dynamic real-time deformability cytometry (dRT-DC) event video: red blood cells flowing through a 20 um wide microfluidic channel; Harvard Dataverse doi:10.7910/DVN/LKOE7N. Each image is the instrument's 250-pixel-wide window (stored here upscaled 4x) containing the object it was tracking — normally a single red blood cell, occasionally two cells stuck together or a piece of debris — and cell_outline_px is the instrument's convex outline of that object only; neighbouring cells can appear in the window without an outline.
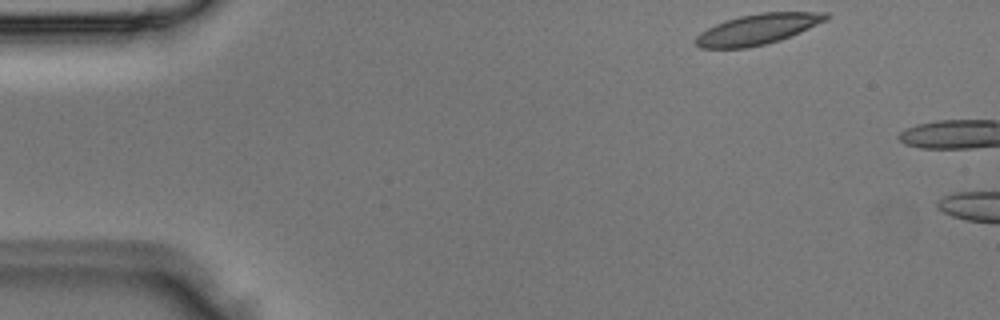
{"species": "Egyptian fruit bat (a non-hibernating species)", "species_latin": "Rousettus aegyptiacus", "temperature_condition": "room temperature", "stored_images_in_passage": 2, "camera_frame_rate_fps": 3000, "um_per_image_px": 0.085, "animal": {"sex": "male"}, "frame": {"image": 1, "passage_image": 1, "time_ms": 0.0, "image_size_px": [1000, 320], "cell_outline_px": [[828, 20], [800, 32], [780, 40], [748, 48], [700, 48], [696, 44], [696, 36], [700, 32], [724, 20], [740, 16], [760, 12], [828, 12]], "centroid_in_image_um": [64.41, 2.48], "position_along_channel_um": 20.6, "area_um2": 23.12}}